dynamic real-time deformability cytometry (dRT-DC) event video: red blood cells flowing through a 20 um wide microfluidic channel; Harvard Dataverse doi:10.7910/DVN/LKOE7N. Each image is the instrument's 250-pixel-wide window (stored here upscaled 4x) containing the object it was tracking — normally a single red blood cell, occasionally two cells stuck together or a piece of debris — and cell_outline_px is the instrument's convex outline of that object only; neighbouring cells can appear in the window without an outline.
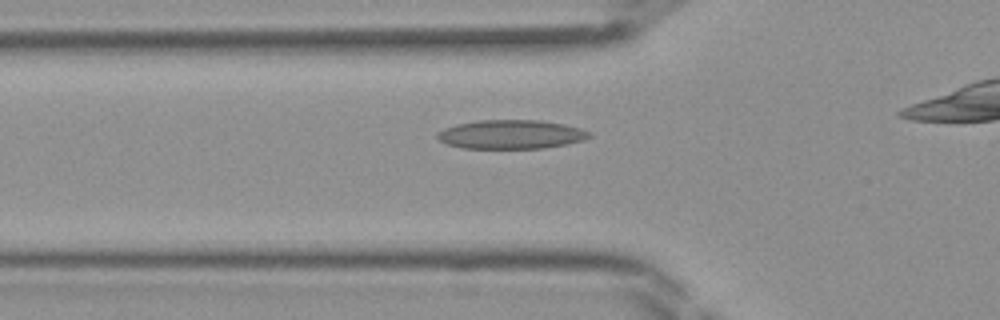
{"species": "Egyptian fruit bat (a non-hibernating species)", "species_latin": "Rousettus aegyptiacus", "temperature_condition": "room temperature", "stored_images_in_passage": 30, "camera_frame_rate_fps": 3000, "um_per_image_px": 0.085, "frame": {"image": 1, "passage_image": 6, "time_ms": 1.667, "image_size_px": [1000, 320], "cell_outline_px": [[592, 136], [584, 140], [568, 144], [544, 148], [460, 148], [448, 144], [440, 140], [436, 136], [444, 128], [456, 124], [476, 120], [540, 120], [564, 124], [580, 128], [592, 132]], "centroid_in_image_um": [43.48, 11.42], "position_along_channel_um": 82.3, "area_um2": 25.72}}
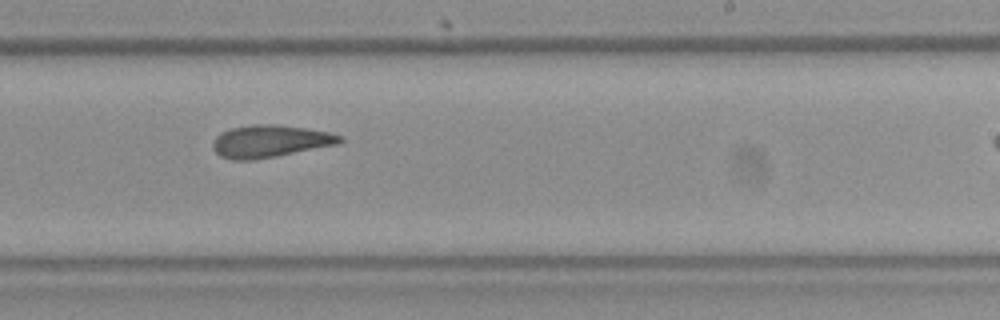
{"frame": {"image": 2, "passage_image": 18, "time_ms": 5.667, "image_size_px": [1000, 320], "cell_outline_px": [[344, 140], [340, 144], [256, 160], [232, 160], [220, 156], [212, 148], [212, 144], [216, 136], [220, 132], [232, 128], [252, 124], [272, 124], [304, 128], [328, 132], [344, 136]], "centroid_in_image_um": [22.96, 12.01], "position_along_channel_um": 266.0, "area_um2": 24.1}}
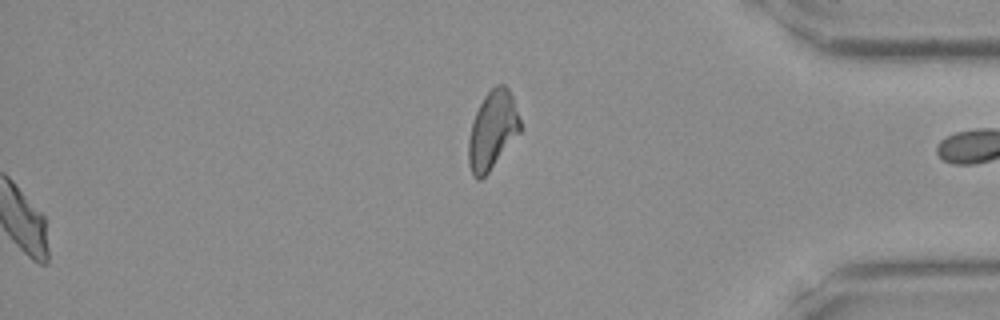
{"frame": {"image": 3, "passage_image": 28, "time_ms": 9.0, "image_size_px": [1000, 320], "cell_outline_px": [[524, 128], [488, 172], [480, 180], [476, 180], [468, 164], [468, 140], [472, 120], [484, 96], [496, 84], [504, 84], [508, 88], [512, 96]], "centroid_in_image_um": [41.87, 11.05], "position_along_channel_um": 393.3, "area_um2": 23.7}}